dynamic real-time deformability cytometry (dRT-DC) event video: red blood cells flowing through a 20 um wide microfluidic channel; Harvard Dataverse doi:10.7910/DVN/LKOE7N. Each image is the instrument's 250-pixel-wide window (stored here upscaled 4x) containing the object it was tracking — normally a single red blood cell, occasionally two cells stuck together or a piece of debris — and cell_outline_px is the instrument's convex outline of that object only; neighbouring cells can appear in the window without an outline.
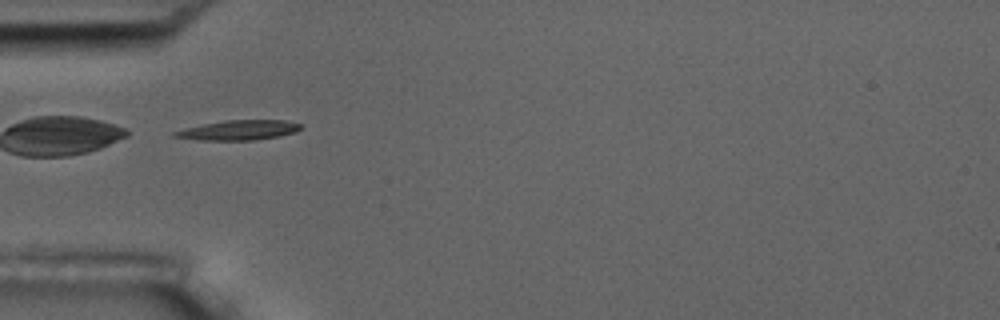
{"species": "common noctule bat (a hibernating species)", "species_latin": "Nyctalus noctula", "temperature_condition": "room temperature", "stored_images_in_passage": 37, "camera_frame_rate_fps": 3000, "um_per_image_px": 0.085, "animal": {"sex": "male", "body_mass_g": 17.5, "forearm_length_mm": 52.3}, "frame": {"image": 1, "passage_image": 1, "time_ms": 0.0, "image_size_px": [1000, 320], "cell_outline_px": [[300, 128], [296, 132], [280, 136], [256, 140], [200, 140], [172, 136], [172, 132], [184, 128], [224, 120], [284, 120], [300, 124]], "centroid_in_image_um": [20.28, 11.06], "position_along_channel_um": 64.7, "area_um2": 14.51}, "authors_computed_cell_mechanics": {"area_um2": 14.0454, "velocity_mm_per_s": 3.5918, "shape_relaxation_time_tau1_ms": 4.1256, "shape_relaxation_time_tau2_ms": null, "deformation_change_tau1": 0.1388, "deformation_change_tau2": null}}